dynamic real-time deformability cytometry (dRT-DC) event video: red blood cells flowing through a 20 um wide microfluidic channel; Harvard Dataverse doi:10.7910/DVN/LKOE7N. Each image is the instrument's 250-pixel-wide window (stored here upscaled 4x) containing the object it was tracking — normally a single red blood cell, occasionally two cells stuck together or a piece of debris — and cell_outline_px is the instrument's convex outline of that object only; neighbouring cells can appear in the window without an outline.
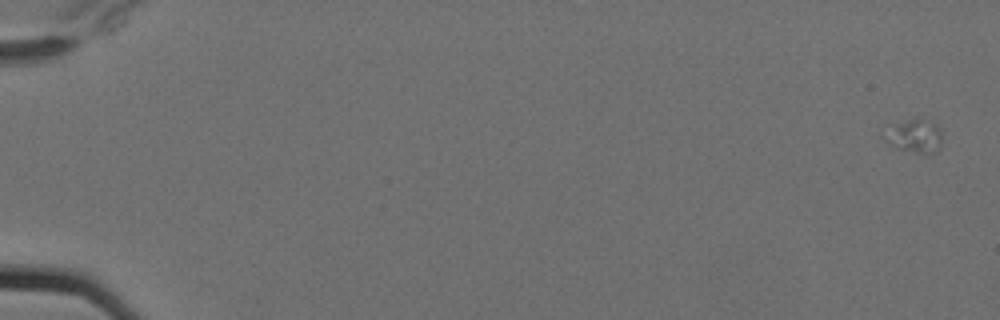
{"species": "Egyptian fruit bat (a non-hibernating species)", "species_latin": "Rousettus aegyptiacus", "temperature_condition": "cold", "stored_images_in_passage": 6, "camera_frame_rate_fps": 3000, "um_per_image_px": 0.085, "animal": {"sex": "female"}, "frame": {"image": 1, "passage_image": 1, "time_ms": 0.0, "image_size_px": [1000, 320], "cell_outline_px": [[940, 144], [936, 152], [928, 156], [896, 148], [888, 140], [888, 136], [900, 124], [912, 120], [920, 120], [936, 124], [940, 128]], "centroid_in_image_um": [77.91, 11.67], "position_along_channel_um": 7.1, "area_um2": 10.12}}